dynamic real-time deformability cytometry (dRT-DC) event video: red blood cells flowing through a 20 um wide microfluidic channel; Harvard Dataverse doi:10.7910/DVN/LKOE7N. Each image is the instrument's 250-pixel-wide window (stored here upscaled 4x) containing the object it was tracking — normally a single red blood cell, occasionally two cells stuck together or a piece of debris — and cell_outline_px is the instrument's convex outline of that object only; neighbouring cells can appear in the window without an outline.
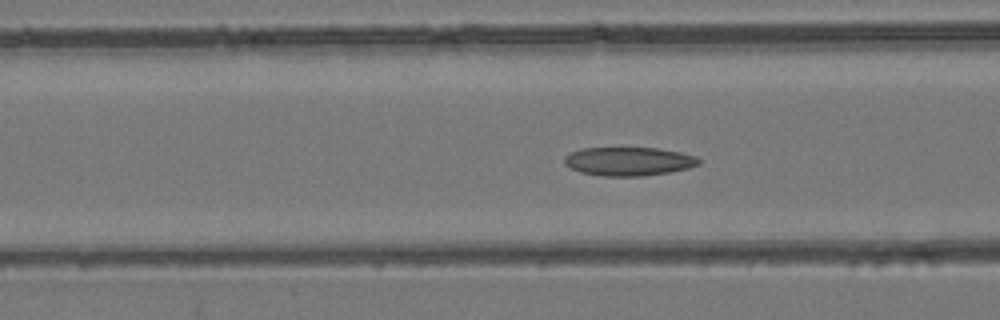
{"species": "common noctule bat (a hibernating species)", "species_latin": "Nyctalus noctula", "temperature_condition": "room temperature", "stored_images_in_passage": 57, "camera_frame_rate_fps": 3000, "um_per_image_px": 0.085, "animal": {"sex": "female", "body_mass_g": 24.6, "forearm_length_mm": 56.2}, "frame": {"image": 1, "passage_image": 23, "time_ms": 7.333, "image_size_px": [1000, 320], "cell_outline_px": [[700, 164], [688, 168], [668, 172], [644, 176], [604, 176], [580, 172], [564, 164], [564, 156], [572, 152], [584, 148], [656, 148], [680, 152], [696, 156], [700, 160]], "centroid_in_image_um": [53.44, 13.72], "position_along_channel_um": 113.2, "area_um2": 22.31}}
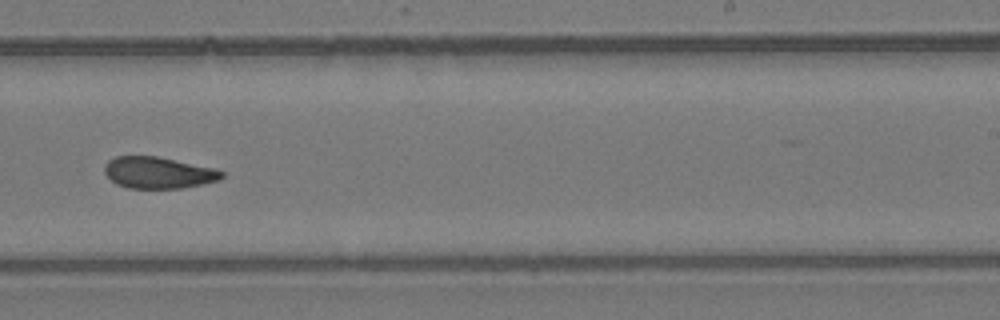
{"frame": {"image": 2, "passage_image": 36, "time_ms": 11.667, "image_size_px": [1000, 320], "cell_outline_px": [[224, 176], [220, 180], [180, 188], [128, 188], [116, 184], [104, 172], [104, 164], [108, 160], [116, 156], [156, 156], [216, 168], [224, 172]], "centroid_in_image_um": [13.45, 14.67], "position_along_channel_um": 275.5, "area_um2": 21.56}}
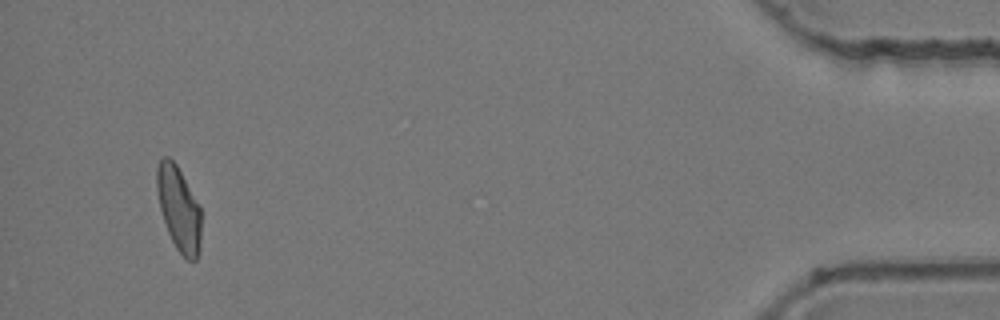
{"frame": {"image": 3, "passage_image": 54, "time_ms": 17.667, "image_size_px": [1000, 320], "cell_outline_px": [[200, 248], [196, 260], [188, 260], [176, 248], [168, 232], [160, 208], [156, 188], [156, 168], [160, 160], [164, 156], [168, 156], [176, 164], [200, 204]], "centroid_in_image_um": [15.19, 17.71], "position_along_channel_um": 420.0, "area_um2": 21.73}, "authors_computed_cell_mechanics": {"area_um2": 22.4264, "velocity_mm_per_s": 3.7523, "shape_relaxation_time_tau1_ms": null, "shape_relaxation_time_tau2_ms": 4.6798, "deformation_change_tau1": null, "deformation_change_tau2": 0.1014}}